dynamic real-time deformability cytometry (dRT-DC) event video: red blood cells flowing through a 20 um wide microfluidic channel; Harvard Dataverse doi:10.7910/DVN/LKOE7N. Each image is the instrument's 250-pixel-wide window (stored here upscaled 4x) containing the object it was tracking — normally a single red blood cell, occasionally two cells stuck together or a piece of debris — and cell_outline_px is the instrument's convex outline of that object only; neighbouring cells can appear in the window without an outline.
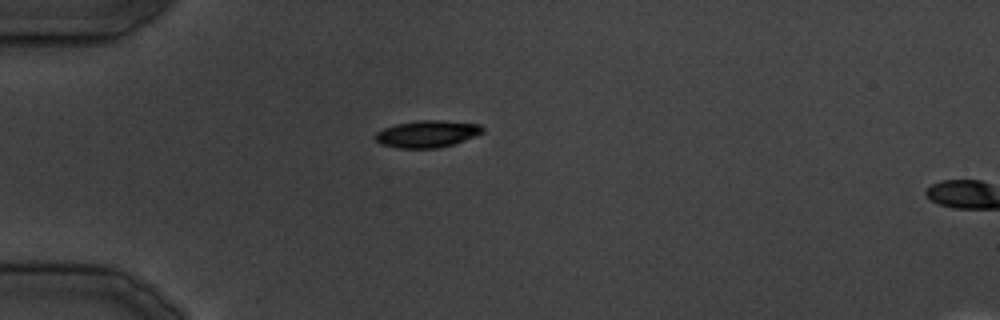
{"species": "common noctule bat (a hibernating species)", "species_latin": "Nyctalus noctula", "temperature_condition": "cold", "stored_images_in_passage": 3, "camera_frame_rate_fps": 3000, "um_per_image_px": 0.085, "animal": {"sex": "male", "body_mass_g": 19.5, "forearm_length_mm": 54.6}, "frame": {"image": 1, "passage_image": 1, "time_ms": 0.0, "image_size_px": [1000, 320], "cell_outline_px": [[484, 132], [476, 136], [452, 144], [436, 148], [396, 148], [380, 144], [376, 140], [376, 132], [384, 128], [396, 124], [420, 120], [440, 120], [480, 124], [484, 128]], "centroid_in_image_um": [36.32, 11.38], "position_along_channel_um": 48.7, "area_um2": 16.82}}